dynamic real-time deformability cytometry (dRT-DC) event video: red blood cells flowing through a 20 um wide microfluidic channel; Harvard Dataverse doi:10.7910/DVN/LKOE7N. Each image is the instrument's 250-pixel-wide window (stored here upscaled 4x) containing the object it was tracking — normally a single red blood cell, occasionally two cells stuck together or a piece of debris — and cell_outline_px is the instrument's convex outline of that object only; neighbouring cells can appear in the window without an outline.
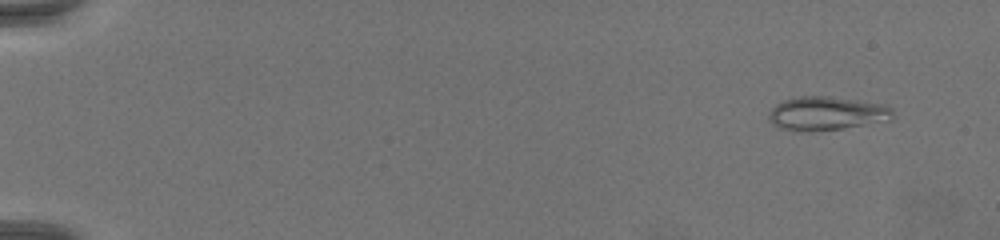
{"species": "common noctule bat (a hibernating species)", "species_latin": "Nyctalus noctula", "temperature_condition": "warm", "stored_images_in_passage": 42, "camera_frame_rate_fps": 3000, "um_per_image_px": 0.085, "animal": {"sex": "female", "body_mass_g": 19.5, "forearm_length_mm": 54.1}, "frame": {"image": 1, "passage_image": 6, "time_ms": 1.667, "image_size_px": [1000, 240], "cell_outline_px": [[892, 116], [888, 120], [840, 128], [780, 128], [772, 124], [768, 120], [768, 116], [772, 108], [776, 104], [784, 100], [804, 96], [828, 96], [884, 104], [892, 108]], "centroid_in_image_um": [70.27, 9.59], "position_along_channel_um": 14.7, "area_um2": 23.12}}
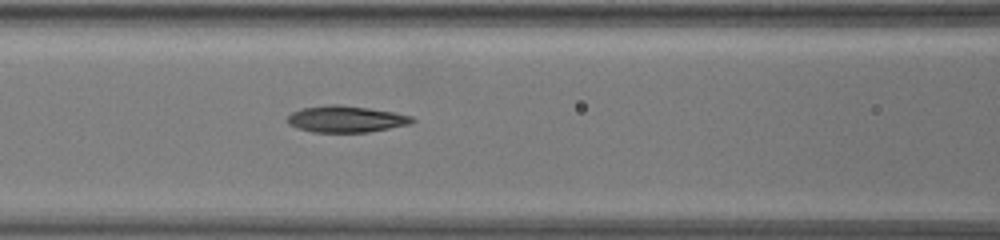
{"frame": {"image": 2, "passage_image": 34, "time_ms": 11.0, "image_size_px": [1000, 240], "cell_outline_px": [[416, 120], [412, 124], [368, 132], [312, 132], [296, 128], [288, 124], [284, 120], [292, 112], [300, 108], [328, 104], [340, 104], [396, 112], [412, 116]], "centroid_in_image_um": [29.39, 10.11], "position_along_channel_um": 137.2, "area_um2": 19.65}}
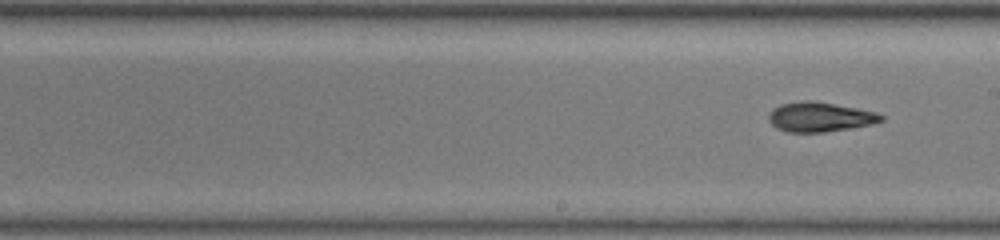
{"frame": {"image": 3, "passage_image": 42, "time_ms": 13.667, "image_size_px": [1000, 240], "cell_outline_px": [[884, 120], [872, 124], [824, 132], [788, 132], [776, 128], [768, 120], [768, 116], [772, 108], [780, 104], [800, 100], [812, 100], [856, 108], [876, 112], [884, 116]], "centroid_in_image_um": [69.65, 9.93], "position_along_channel_um": 219.3, "area_um2": 19.42}}